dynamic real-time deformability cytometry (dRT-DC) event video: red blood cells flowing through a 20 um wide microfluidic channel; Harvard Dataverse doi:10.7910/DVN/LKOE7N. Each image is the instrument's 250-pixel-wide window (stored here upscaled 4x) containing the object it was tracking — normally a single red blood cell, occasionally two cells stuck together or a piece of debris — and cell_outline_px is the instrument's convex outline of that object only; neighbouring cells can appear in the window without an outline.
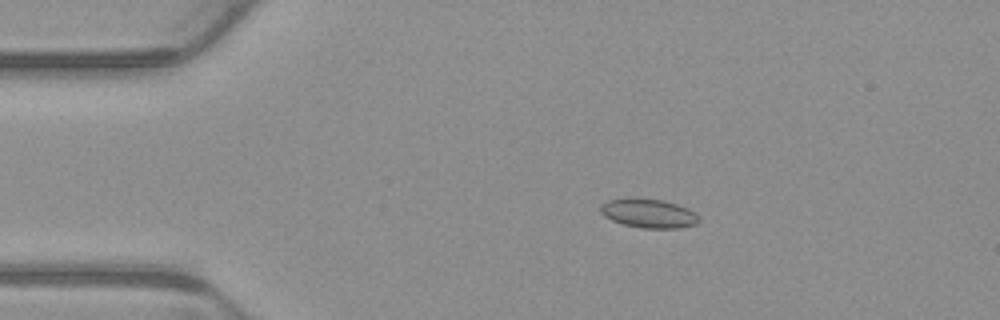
{"species": "common noctule bat (a hibernating species)", "species_latin": "Nyctalus noctula", "temperature_condition": "warm", "stored_images_in_passage": 6, "camera_frame_rate_fps": 3000, "um_per_image_px": 0.085, "animal": {"sex": "male", "body_mass_g": 23.1, "forearm_length_mm": 52.7}, "frame": {"image": 1, "passage_image": 4, "time_ms": 1.0, "image_size_px": [1000, 320], "cell_outline_px": [[700, 220], [696, 224], [680, 228], [640, 228], [624, 224], [612, 220], [604, 216], [600, 212], [600, 204], [608, 200], [628, 196], [664, 200], [688, 208], [696, 212], [700, 216]], "centroid_in_image_um": [55.13, 18.11], "position_along_channel_um": 29.9, "area_um2": 17.11}}
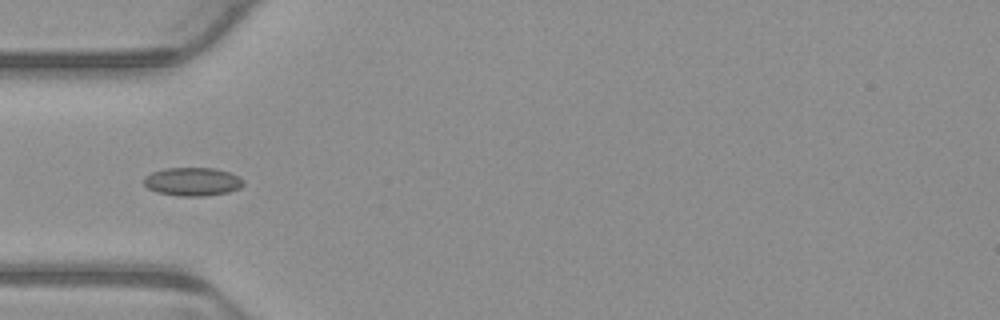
{"frame": {"image": 2, "passage_image": 6, "time_ms": 1.667, "image_size_px": [1000, 320], "cell_outline_px": [[244, 184], [240, 188], [228, 192], [204, 196], [180, 196], [156, 192], [148, 188], [144, 184], [144, 176], [152, 172], [164, 168], [216, 168], [228, 172], [244, 180]], "centroid_in_image_um": [16.35, 15.44], "position_along_channel_um": 68.7, "area_um2": 16.47}}